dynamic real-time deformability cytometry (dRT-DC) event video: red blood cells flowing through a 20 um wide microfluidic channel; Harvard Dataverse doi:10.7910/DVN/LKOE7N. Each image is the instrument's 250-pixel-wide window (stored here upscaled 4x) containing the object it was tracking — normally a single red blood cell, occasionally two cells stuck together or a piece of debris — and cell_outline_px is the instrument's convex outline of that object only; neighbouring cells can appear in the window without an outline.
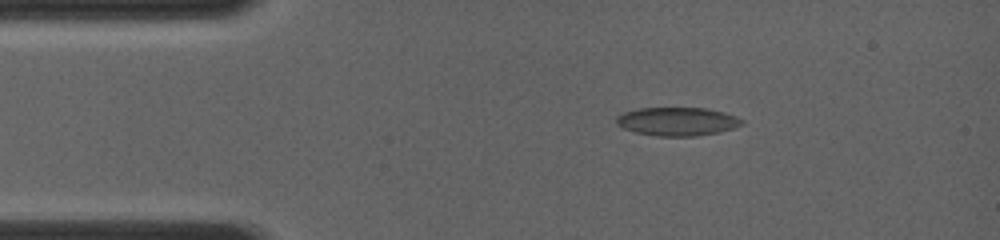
{"species": "common noctule bat (a hibernating species)", "species_latin": "Nyctalus noctula", "temperature_condition": "room temperature", "stored_images_in_passage": 8, "camera_frame_rate_fps": 4000, "um_per_image_px": 0.085, "animal": {"sex": "female", "body_mass_g": 19.0, "forearm_length_mm": 56.7}, "frame": {"image": 1, "passage_image": 4, "time_ms": 1.25, "image_size_px": [1000, 240], "cell_outline_px": [[744, 124], [720, 132], [696, 136], [656, 136], [636, 132], [624, 128], [616, 124], [616, 116], [624, 112], [640, 108], [704, 108], [724, 112], [736, 116], [744, 120]], "centroid_in_image_um": [57.58, 10.32], "position_along_channel_um": 27.4, "area_um2": 20.81}}
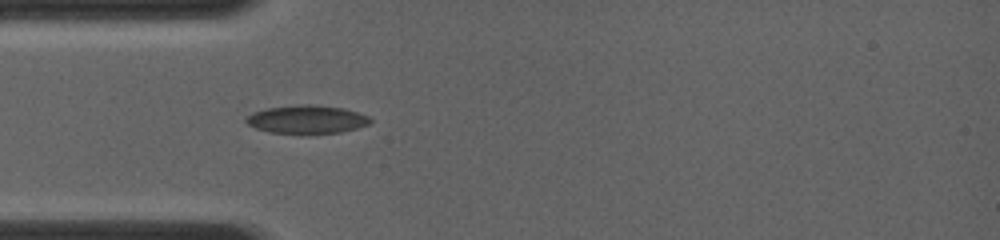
{"frame": {"image": 2, "passage_image": 8, "time_ms": 3.0, "image_size_px": [1000, 240], "cell_outline_px": [[372, 120], [368, 124], [356, 128], [340, 132], [268, 132], [256, 128], [248, 124], [244, 120], [252, 112], [268, 108], [304, 104], [308, 104], [344, 108], [368, 116]], "centroid_in_image_um": [26.06, 10.13], "position_along_channel_um": 58.9, "area_um2": 19.83}}